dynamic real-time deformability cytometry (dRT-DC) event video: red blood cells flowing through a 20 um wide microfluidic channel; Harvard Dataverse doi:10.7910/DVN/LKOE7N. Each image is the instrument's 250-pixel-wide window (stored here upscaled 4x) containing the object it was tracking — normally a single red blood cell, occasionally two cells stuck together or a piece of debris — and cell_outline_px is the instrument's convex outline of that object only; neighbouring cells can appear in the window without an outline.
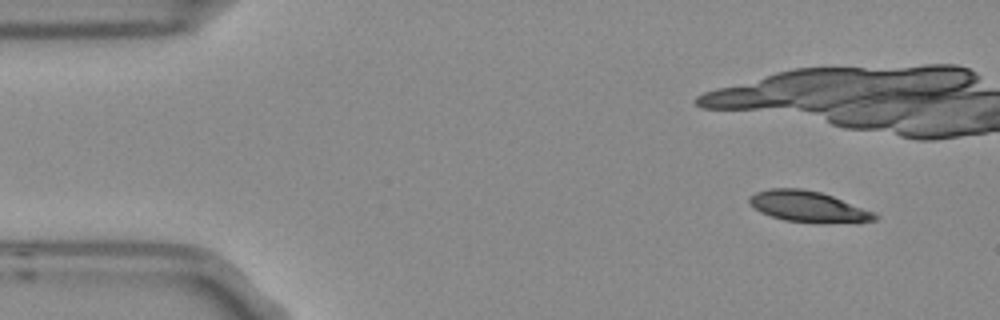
{"species": "Egyptian fruit bat (a non-hibernating species)", "species_latin": "Rousettus aegyptiacus", "temperature_condition": "room temperature", "stored_images_in_passage": 4, "camera_frame_rate_fps": 3000, "um_per_image_px": 0.085, "frame": {"image": 1, "passage_image": 1, "time_ms": 0.0, "image_size_px": [1000, 320], "cell_outline_px": [[880, 216], [876, 220], [856, 224], [820, 224], [784, 220], [760, 212], [748, 200], [748, 196], [756, 192], [768, 188], [800, 188], [820, 192], [832, 196], [876, 212]], "centroid_in_image_um": [68.8, 17.6], "position_along_channel_um": 16.2, "area_um2": 23.24}}